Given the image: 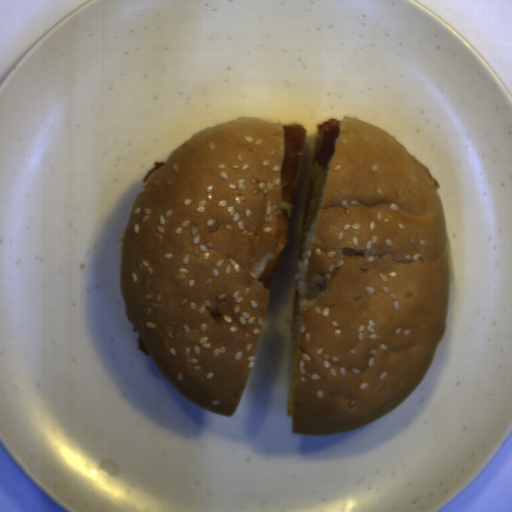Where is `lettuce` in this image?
<instances>
[{
	"label": "lettuce",
	"mask_w": 512,
	"mask_h": 512,
	"mask_svg": "<svg viewBox=\"0 0 512 512\" xmlns=\"http://www.w3.org/2000/svg\"><path fill=\"white\" fill-rule=\"evenodd\" d=\"M292 207H293V204H290L289 202H287L285 199H283L281 197L280 203H279V211H281V210L287 211V217L290 218Z\"/></svg>",
	"instance_id": "2"
},
{
	"label": "lettuce",
	"mask_w": 512,
	"mask_h": 512,
	"mask_svg": "<svg viewBox=\"0 0 512 512\" xmlns=\"http://www.w3.org/2000/svg\"><path fill=\"white\" fill-rule=\"evenodd\" d=\"M328 171L326 168L319 165L318 161H314L311 168L310 175L312 180V193L311 199L308 204L307 218L304 226V231H307L311 224L321 198L322 190L327 178Z\"/></svg>",
	"instance_id": "1"
}]
</instances>
